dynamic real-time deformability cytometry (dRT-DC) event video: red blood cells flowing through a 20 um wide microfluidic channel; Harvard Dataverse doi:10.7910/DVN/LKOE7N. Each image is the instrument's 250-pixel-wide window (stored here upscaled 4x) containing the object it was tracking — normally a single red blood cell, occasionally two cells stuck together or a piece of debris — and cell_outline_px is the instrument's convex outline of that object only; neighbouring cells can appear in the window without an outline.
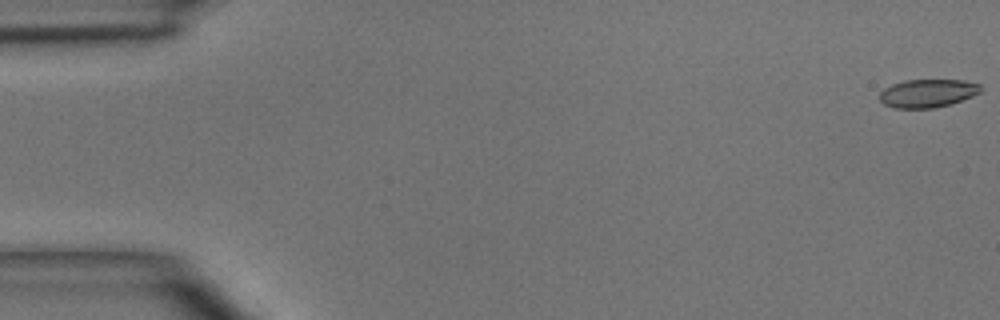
{"species": "common noctule bat (a hibernating species)", "species_latin": "Nyctalus noctula", "temperature_condition": "room temperature", "stored_images_in_passage": 4, "camera_frame_rate_fps": 3000, "um_per_image_px": 0.085, "animal": {"sex": "male", "body_mass_g": 15.6}, "frame": {"image": 1, "passage_image": 1, "time_ms": 0.0, "image_size_px": [1000, 320], "cell_outline_px": [[980, 92], [972, 96], [948, 104], [932, 108], [892, 108], [884, 104], [880, 100], [880, 92], [884, 88], [892, 84], [904, 80], [964, 80], [980, 84]], "centroid_in_image_um": [78.81, 7.92], "position_along_channel_um": 6.2, "area_um2": 16.47}}